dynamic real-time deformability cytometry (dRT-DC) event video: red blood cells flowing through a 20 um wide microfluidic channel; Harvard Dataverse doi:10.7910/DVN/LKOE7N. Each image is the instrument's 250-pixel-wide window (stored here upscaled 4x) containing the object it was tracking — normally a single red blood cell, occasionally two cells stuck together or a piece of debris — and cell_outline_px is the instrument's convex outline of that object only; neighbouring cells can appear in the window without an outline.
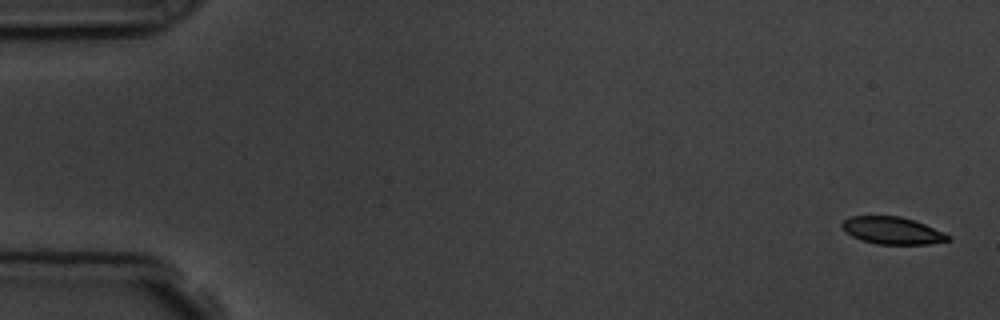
{"species": "common noctule bat (a hibernating species)", "species_latin": "Nyctalus noctula", "temperature_condition": "room temperature", "stored_images_in_passage": 4, "camera_frame_rate_fps": 3000, "um_per_image_px": 0.085, "animal": {"sex": "male", "body_mass_g": 19.5, "forearm_length_mm": 54.6}, "frame": {"image": 1, "passage_image": 1, "time_ms": 0.0, "image_size_px": [1000, 320], "cell_outline_px": [[952, 240], [928, 244], [876, 244], [860, 240], [852, 236], [840, 224], [844, 220], [852, 216], [900, 216], [924, 224], [944, 232]], "centroid_in_image_um": [75.85, 19.6], "position_along_channel_um": 9.2, "area_um2": 16.65}}
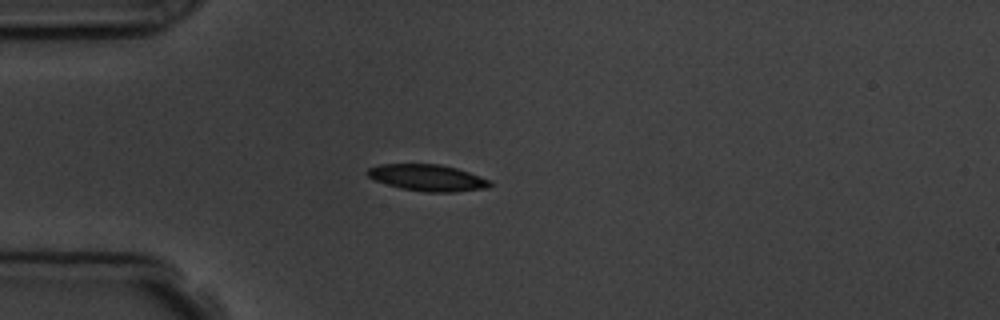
{"frame": {"image": 2, "passage_image": 4, "time_ms": 4.333, "image_size_px": [1000, 320], "cell_outline_px": [[492, 184], [488, 188], [452, 192], [428, 192], [400, 188], [376, 180], [368, 176], [364, 172], [368, 168], [380, 164], [440, 164], [456, 168], [492, 180]], "centroid_in_image_um": [36.35, 15.1], "position_along_channel_um": 48.6, "area_um2": 18.9}}